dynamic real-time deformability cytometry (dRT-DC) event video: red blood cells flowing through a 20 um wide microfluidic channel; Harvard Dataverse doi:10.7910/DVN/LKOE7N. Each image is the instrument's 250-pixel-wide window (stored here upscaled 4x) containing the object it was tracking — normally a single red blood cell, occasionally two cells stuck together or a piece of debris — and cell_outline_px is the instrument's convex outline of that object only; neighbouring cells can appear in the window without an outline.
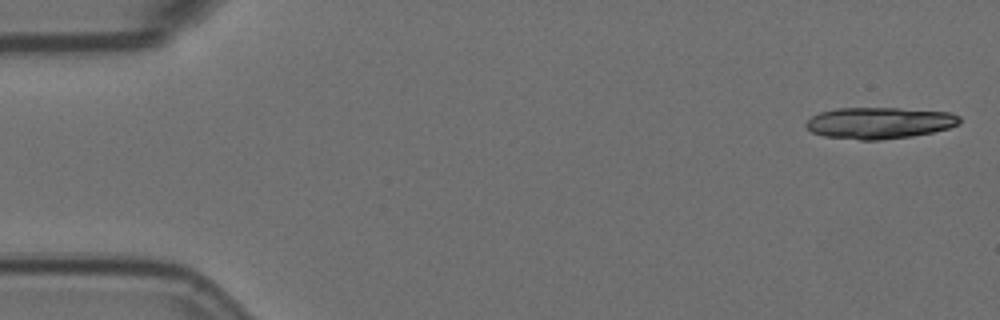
{"species": "Egyptian fruit bat (a non-hibernating species)", "species_latin": "Rousettus aegyptiacus", "temperature_condition": "room temperature", "stored_images_in_passage": 6, "camera_frame_rate_fps": 3000, "um_per_image_px": 0.085, "animal": {"sex": "female"}, "frame": {"image": 1, "passage_image": 1, "time_ms": 0.0, "image_size_px": [1000, 320], "cell_outline_px": [[960, 124], [948, 128], [932, 132], [912, 136], [880, 140], [860, 140], [824, 136], [812, 132], [804, 124], [812, 116], [820, 112], [836, 108], [900, 108], [952, 112], [960, 116]], "centroid_in_image_um": [74.76, 10.44], "position_along_channel_um": 10.2, "area_um2": 28.26}}
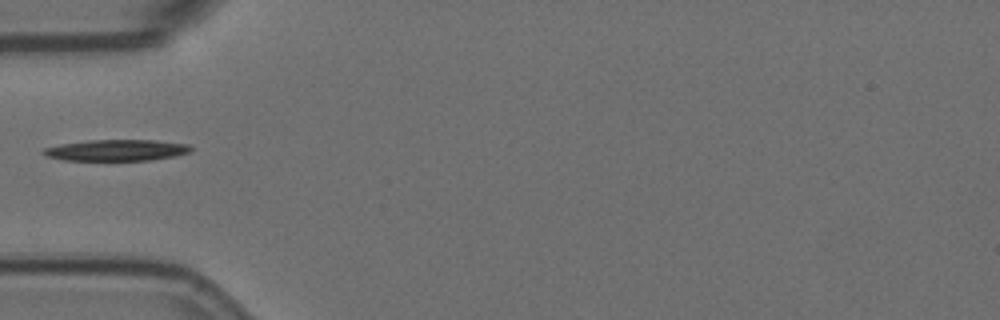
{"frame": {"image": 2, "passage_image": 5, "time_ms": 1.333, "image_size_px": [1000, 320], "cell_outline_px": [[192, 148], [188, 152], [176, 156], [148, 160], [64, 160], [48, 156], [40, 152], [44, 148], [60, 144], [88, 140], [156, 140], [188, 144]], "centroid_in_image_um": [9.89, 12.76], "position_along_channel_um": 75.1, "area_um2": 18.15}}